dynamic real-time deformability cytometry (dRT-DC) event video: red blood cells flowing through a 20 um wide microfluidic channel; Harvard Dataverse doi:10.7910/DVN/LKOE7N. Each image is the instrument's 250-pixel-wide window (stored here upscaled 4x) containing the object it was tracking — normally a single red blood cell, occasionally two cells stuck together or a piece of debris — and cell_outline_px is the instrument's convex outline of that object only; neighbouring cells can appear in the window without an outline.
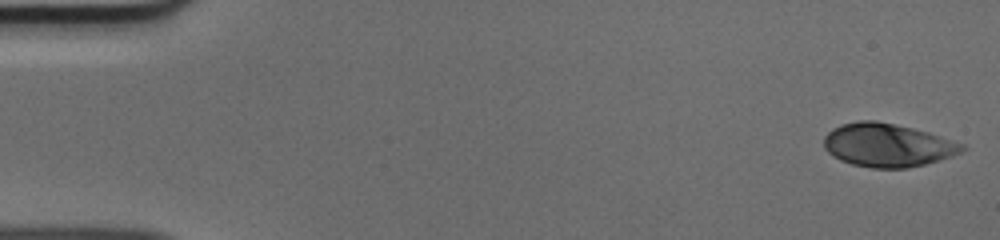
{"species": "human", "species_latin": "Homo sapiens", "temperature_condition": "cold", "stored_images_in_passage": 50, "camera_frame_rate_fps": 3000, "um_per_image_px": 0.085, "donor": {"sex": "male"}, "frame": {"image": 1, "passage_image": 1, "time_ms": 0.0, "image_size_px": [1000, 240], "cell_outline_px": [[968, 148], [952, 156], [940, 160], [908, 168], [872, 168], [852, 164], [840, 160], [832, 156], [824, 148], [824, 136], [832, 128], [840, 124], [856, 120], [876, 120], [912, 128], [928, 132], [964, 144]], "centroid_in_image_um": [75.42, 12.33], "position_along_channel_um": 9.6, "area_um2": 35.08}}
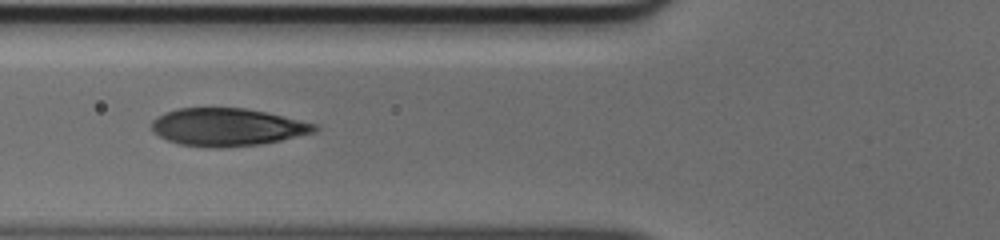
{"frame": {"image": 2, "passage_image": 19, "time_ms": 6.0, "image_size_px": [1000, 240], "cell_outline_px": [[320, 128], [316, 132], [280, 140], [260, 144], [220, 148], [208, 148], [180, 144], [168, 140], [160, 136], [152, 128], [152, 120], [156, 116], [164, 112], [176, 108], [244, 108], [284, 116], [316, 124]], "centroid_in_image_um": [19.31, 10.8], "position_along_channel_um": 106.5, "area_um2": 35.78}}
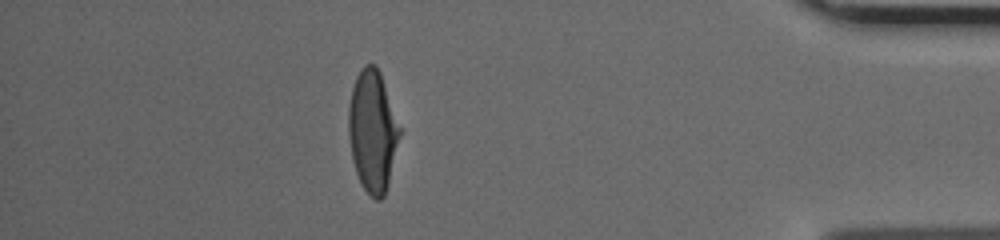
{"frame": {"image": 3, "passage_image": 44, "time_ms": 14.333, "image_size_px": [1000, 240], "cell_outline_px": [[400, 136], [388, 184], [384, 196], [380, 200], [376, 200], [364, 188], [356, 172], [352, 160], [348, 136], [348, 104], [352, 88], [356, 76], [364, 64], [376, 64], [380, 72], [400, 128]], "centroid_in_image_um": [31.65, 11.12], "position_along_channel_um": 403.6, "area_um2": 36.01}}